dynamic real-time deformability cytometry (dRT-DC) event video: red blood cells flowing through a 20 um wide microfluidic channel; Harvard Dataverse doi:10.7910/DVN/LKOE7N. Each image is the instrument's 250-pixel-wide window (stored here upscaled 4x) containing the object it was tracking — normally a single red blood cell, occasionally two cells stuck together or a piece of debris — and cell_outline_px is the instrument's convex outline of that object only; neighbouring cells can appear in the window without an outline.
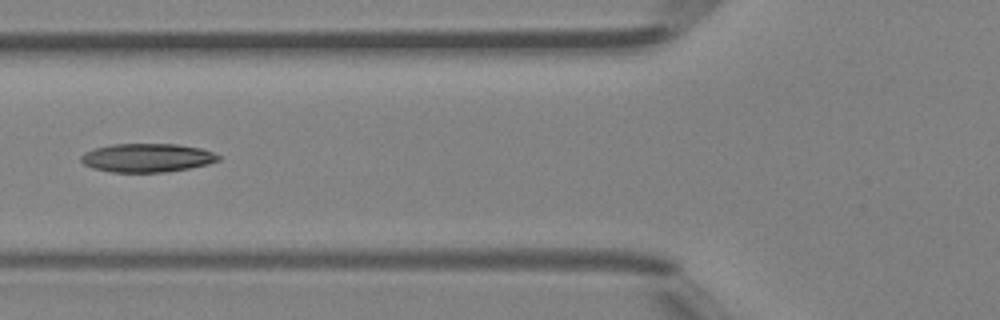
{"species": "Egyptian fruit bat (a non-hibernating species)", "species_latin": "Rousettus aegyptiacus", "temperature_condition": "room temperature", "stored_images_in_passage": 5, "camera_frame_rate_fps": 3000, "um_per_image_px": 0.085, "animal": {"sex": "female"}, "frame": {"image": 1, "passage_image": 5, "time_ms": 1.333, "image_size_px": [1000, 320], "cell_outline_px": [[220, 160], [208, 164], [188, 168], [164, 172], [112, 172], [92, 168], [84, 164], [80, 160], [80, 156], [84, 152], [96, 148], [112, 144], [176, 144], [200, 148], [212, 152], [220, 156]], "centroid_in_image_um": [12.48, 13.41], "position_along_channel_um": 113.3, "area_um2": 22.83}}